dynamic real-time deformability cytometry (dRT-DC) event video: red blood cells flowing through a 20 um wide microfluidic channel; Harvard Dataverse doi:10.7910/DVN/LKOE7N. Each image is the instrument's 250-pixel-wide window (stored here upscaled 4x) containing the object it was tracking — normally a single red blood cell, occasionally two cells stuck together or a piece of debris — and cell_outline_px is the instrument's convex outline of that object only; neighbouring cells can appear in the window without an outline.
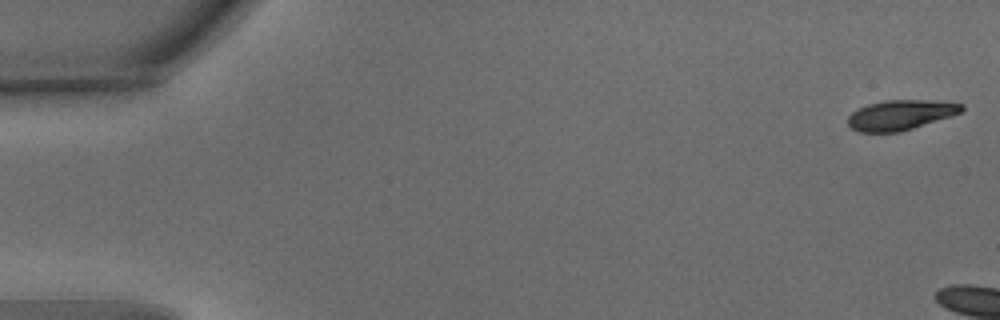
{"species": "common noctule bat (a hibernating species)", "species_latin": "Nyctalus noctula", "temperature_condition": "warm", "stored_images_in_passage": 5, "camera_frame_rate_fps": 3000, "um_per_image_px": 0.085, "animal": {"sex": "male", "body_mass_g": 15.6}, "frame": {"image": 1, "passage_image": 1, "time_ms": 0.0, "image_size_px": [1000, 320], "cell_outline_px": [[964, 108], [960, 112], [952, 116], [900, 132], [860, 132], [852, 128], [848, 124], [848, 116], [852, 112], [868, 104], [884, 100], [924, 100], [964, 104]], "centroid_in_image_um": [76.54, 9.77], "position_along_channel_um": 8.5, "area_um2": 19.71}}